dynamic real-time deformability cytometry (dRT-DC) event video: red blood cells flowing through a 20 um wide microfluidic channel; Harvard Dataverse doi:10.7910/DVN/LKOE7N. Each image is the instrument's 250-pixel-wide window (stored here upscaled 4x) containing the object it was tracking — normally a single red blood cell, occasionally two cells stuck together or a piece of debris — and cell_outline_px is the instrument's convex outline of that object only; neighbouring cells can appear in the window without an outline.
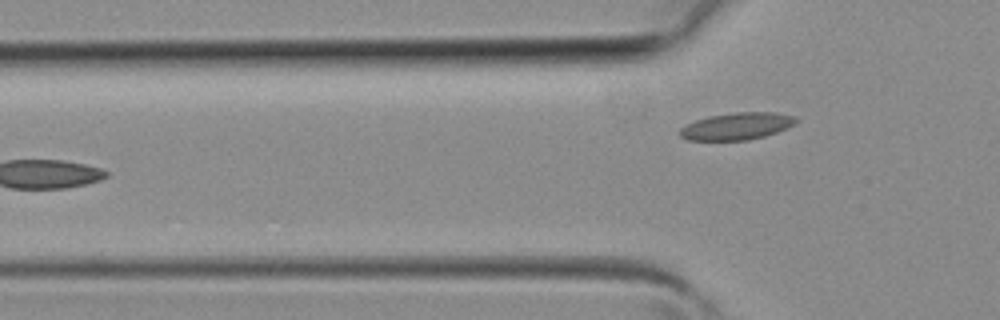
{"species": "common noctule bat (a hibernating species)", "species_latin": "Nyctalus noctula", "temperature_condition": "room temperature", "stored_images_in_passage": 5, "camera_frame_rate_fps": 3000, "um_per_image_px": 0.085, "animal": {"sex": "female", "body_mass_g": 19.3, "forearm_length_mm": 54.1}, "frame": {"image": 1, "passage_image": 5, "time_ms": 1.333, "image_size_px": [1000, 320], "cell_outline_px": [[796, 120], [792, 124], [776, 132], [764, 136], [748, 140], [688, 140], [680, 136], [680, 128], [684, 124], [708, 116], [736, 112], [776, 112], [796, 116]], "centroid_in_image_um": [62.58, 10.72], "position_along_channel_um": 63.2, "area_um2": 18.21}}